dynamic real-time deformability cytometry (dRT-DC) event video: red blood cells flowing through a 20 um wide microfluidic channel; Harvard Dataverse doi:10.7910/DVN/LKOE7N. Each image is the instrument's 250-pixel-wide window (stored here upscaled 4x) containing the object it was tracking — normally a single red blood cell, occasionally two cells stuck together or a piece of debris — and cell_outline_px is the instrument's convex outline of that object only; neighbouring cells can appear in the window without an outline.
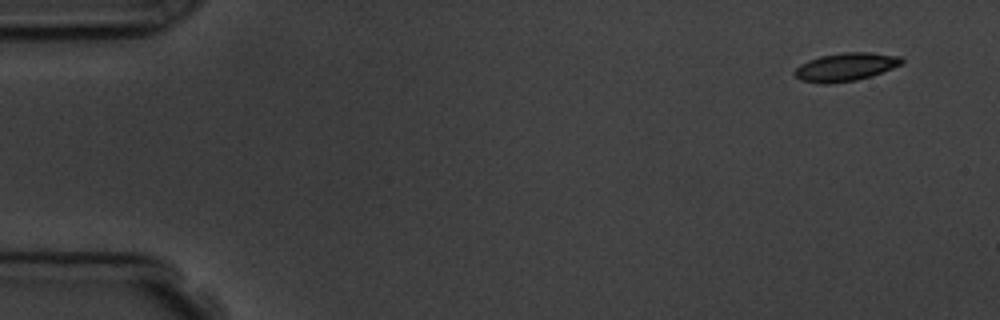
{"species": "common noctule bat (a hibernating species)", "species_latin": "Nyctalus noctula", "temperature_condition": "room temperature", "stored_images_in_passage": 15, "camera_frame_rate_fps": 3000, "um_per_image_px": 0.085, "animal": {"sex": "male", "body_mass_g": 19.5, "forearm_length_mm": 54.6}, "frame": {"image": 1, "passage_image": 1, "time_ms": 0.0, "image_size_px": [1000, 320], "cell_outline_px": [[904, 64], [872, 76], [856, 80], [828, 84], [820, 84], [800, 80], [792, 72], [800, 64], [808, 60], [820, 56], [844, 52], [872, 52], [900, 56], [904, 60]], "centroid_in_image_um": [71.89, 5.69], "position_along_channel_um": 13.1, "area_um2": 17.86}}
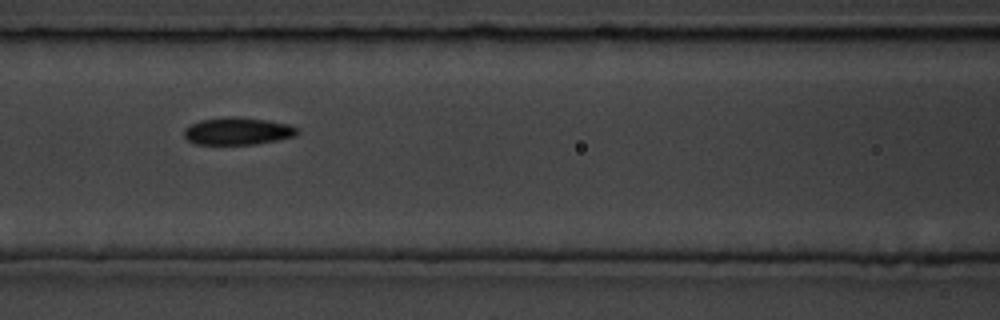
{"frame": {"image": 2, "passage_image": 7, "time_ms": 6.667, "image_size_px": [1000, 320], "cell_outline_px": [[300, 132], [296, 136], [256, 144], [192, 144], [184, 136], [184, 128], [200, 120], [224, 116], [236, 116], [268, 120], [288, 124], [296, 128]], "centroid_in_image_um": [20.19, 11.14], "position_along_channel_um": 146.4, "area_um2": 18.21}, "authors_computed_cell_mechanics": {"area_um2": 17.8602, "velocity_mm_per_s": 3.8073, "shape_relaxation_time_tau1_ms": 2.6189, "shape_relaxation_time_tau2_ms": 2.8487, "deformation_change_tau1": 0.1095, "deformation_change_tau2": 0.0745}}